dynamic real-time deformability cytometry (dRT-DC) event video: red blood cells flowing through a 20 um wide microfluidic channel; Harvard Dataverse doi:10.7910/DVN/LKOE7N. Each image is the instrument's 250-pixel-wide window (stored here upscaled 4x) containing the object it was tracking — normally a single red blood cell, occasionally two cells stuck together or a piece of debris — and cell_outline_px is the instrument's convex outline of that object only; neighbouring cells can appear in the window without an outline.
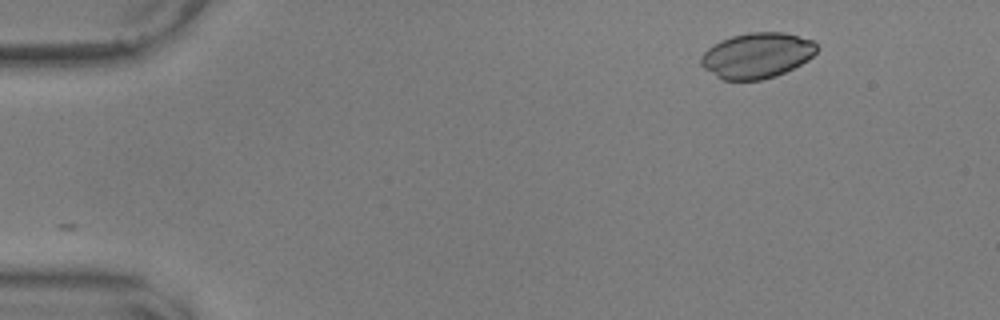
{"species": "common noctule bat (a hibernating species)", "species_latin": "Nyctalus noctula", "temperature_condition": "warm", "stored_images_in_passage": 51, "camera_frame_rate_fps": 3000, "um_per_image_px": 0.085, "animal": {"sex": "male", "body_mass_g": 17.9, "forearm_length_mm": 54.2}, "frame": {"image": 1, "passage_image": 1, "time_ms": 0.0, "image_size_px": [1000, 320], "cell_outline_px": [[820, 48], [808, 60], [776, 76], [760, 80], [724, 80], [716, 76], [704, 68], [700, 64], [700, 56], [708, 48], [720, 40], [732, 36], [748, 32], [784, 32], [812, 40]], "centroid_in_image_um": [64.33, 4.7], "position_along_channel_um": 20.7, "area_um2": 30.69}}
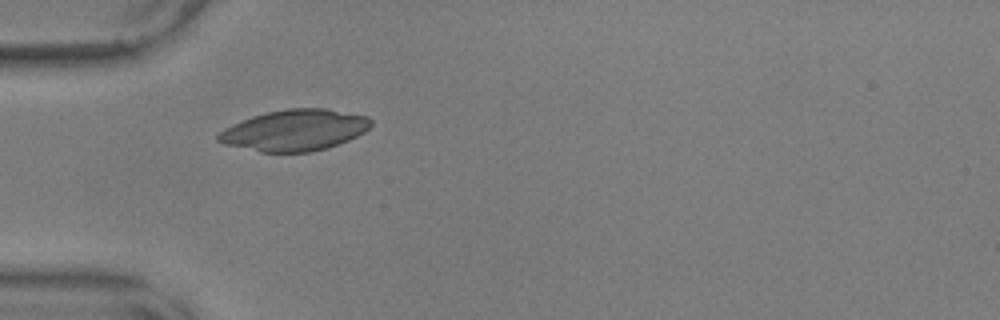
{"frame": {"image": 2, "passage_image": 12, "time_ms": 3.667, "image_size_px": [1000, 320], "cell_outline_px": [[372, 124], [364, 132], [348, 140], [328, 148], [308, 152], [260, 152], [224, 144], [216, 140], [216, 136], [224, 128], [232, 124], [252, 116], [268, 112], [288, 108], [328, 108], [368, 116], [372, 120]], "centroid_in_image_um": [25.05, 11.06], "position_along_channel_um": 60.0, "area_um2": 36.7}}
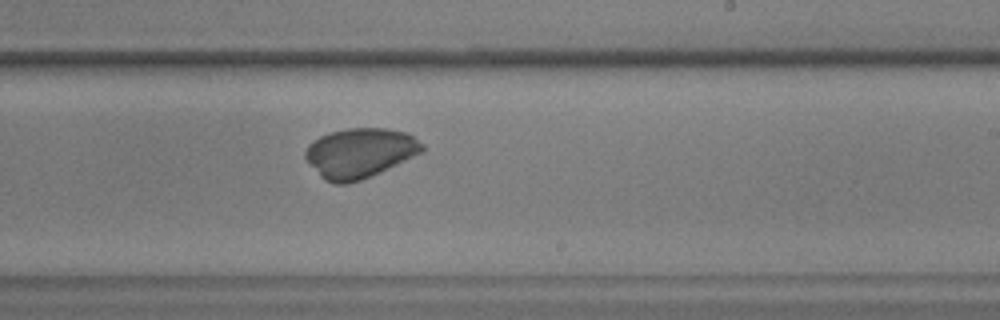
{"frame": {"image": 3, "passage_image": 29, "time_ms": 9.333, "image_size_px": [1000, 320], "cell_outline_px": [[424, 152], [360, 180], [348, 184], [336, 184], [324, 180], [308, 164], [304, 156], [304, 152], [308, 144], [312, 140], [320, 136], [332, 132], [348, 128], [384, 128], [408, 132], [424, 144]], "centroid_in_image_um": [30.57, 12.99], "position_along_channel_um": 258.4, "area_um2": 33.99}}